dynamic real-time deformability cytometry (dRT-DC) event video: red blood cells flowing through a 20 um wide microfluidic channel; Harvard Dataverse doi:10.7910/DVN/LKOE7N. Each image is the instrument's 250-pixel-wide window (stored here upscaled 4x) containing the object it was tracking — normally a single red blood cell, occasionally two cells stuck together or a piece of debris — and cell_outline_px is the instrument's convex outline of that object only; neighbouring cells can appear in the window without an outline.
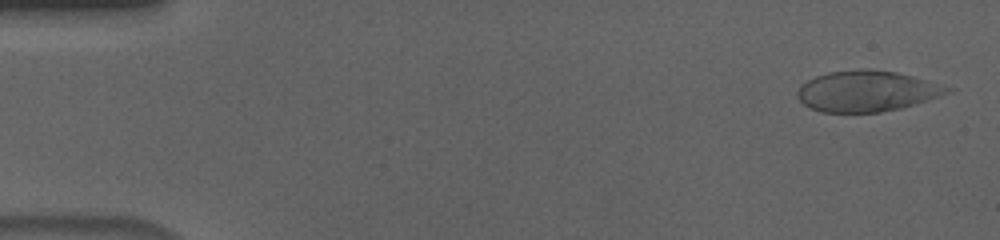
{"species": "human", "species_latin": "Homo sapiens", "temperature_condition": "cold", "stored_images_in_passage": 55, "camera_frame_rate_fps": 3000, "um_per_image_px": 0.085, "donor": {"sex": "male"}, "frame": {"image": 1, "passage_image": 2, "time_ms": 0.333, "image_size_px": [1000, 240], "cell_outline_px": [[956, 88], [952, 92], [928, 100], [900, 108], [880, 112], [820, 112], [808, 108], [796, 96], [796, 92], [800, 84], [816, 76], [828, 72], [860, 68], [868, 68], [896, 72], [944, 84]], "centroid_in_image_um": [73.69, 7.73], "position_along_channel_um": 11.3, "area_um2": 36.13}}
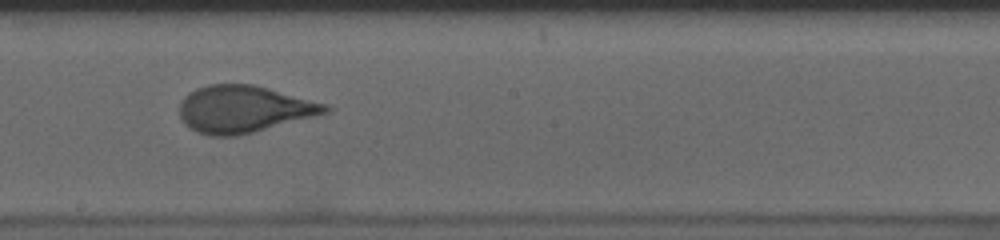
{"frame": {"image": 2, "passage_image": 31, "time_ms": 10.0, "image_size_px": [1000, 240], "cell_outline_px": [[332, 108], [328, 112], [252, 132], [236, 136], [208, 136], [196, 132], [184, 124], [180, 116], [180, 104], [184, 96], [188, 92], [196, 88], [208, 84], [252, 84], [268, 88], [328, 104]], "centroid_in_image_um": [20.67, 9.27], "position_along_channel_um": 227.5, "area_um2": 39.77}}
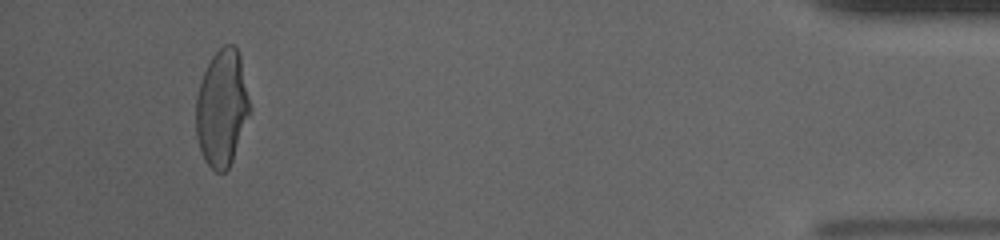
{"frame": {"image": 3, "passage_image": 52, "time_ms": 17.0, "image_size_px": [1000, 240], "cell_outline_px": [[252, 108], [232, 160], [228, 168], [224, 172], [216, 172], [204, 160], [196, 136], [196, 96], [200, 80], [212, 56], [224, 44], [236, 44], [240, 56]], "centroid_in_image_um": [18.87, 9.15], "position_along_channel_um": 416.3, "area_um2": 36.76}, "authors_computed_cell_mechanics": {"area_um2": 38.4948, "velocity_mm_per_s": 3.6452, "shape_relaxation_time_tau1_ms": 6.4627, "shape_relaxation_time_tau2_ms": null, "deformation_change_tau1": 0.2063, "deformation_change_tau2": null}}